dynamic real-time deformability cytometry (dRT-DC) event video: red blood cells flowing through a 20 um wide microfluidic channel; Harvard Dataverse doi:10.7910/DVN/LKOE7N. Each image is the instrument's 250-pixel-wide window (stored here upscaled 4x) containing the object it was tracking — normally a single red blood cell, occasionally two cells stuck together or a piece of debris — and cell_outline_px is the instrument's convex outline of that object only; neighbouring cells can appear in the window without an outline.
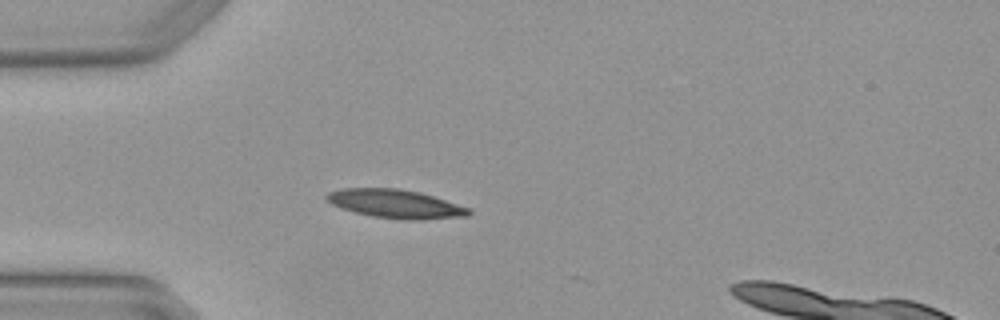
{"species": "Egyptian fruit bat (a non-hibernating species)", "species_latin": "Rousettus aegyptiacus", "temperature_condition": "warm", "stored_images_in_passage": 1, "camera_frame_rate_fps": 3000, "um_per_image_px": 0.085, "animal": {"sex": "female"}, "frame": {"image": 1, "passage_image": 1, "time_ms": 0.0, "image_size_px": [1000, 320], "cell_outline_px": [[472, 212], [468, 216], [424, 220], [404, 220], [372, 216], [340, 208], [324, 200], [324, 196], [328, 192], [344, 188], [396, 188], [420, 192], [472, 208]], "centroid_in_image_um": [33.64, 17.33], "position_along_channel_um": 51.4, "area_um2": 23.99}}